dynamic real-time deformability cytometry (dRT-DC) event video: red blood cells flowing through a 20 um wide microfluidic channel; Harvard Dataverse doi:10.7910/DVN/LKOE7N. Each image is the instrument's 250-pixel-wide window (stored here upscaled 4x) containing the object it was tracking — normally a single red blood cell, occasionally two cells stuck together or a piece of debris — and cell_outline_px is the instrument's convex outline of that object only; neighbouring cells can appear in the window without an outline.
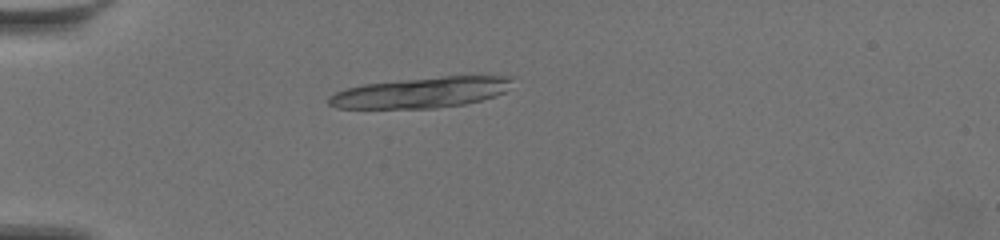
{"species": "common noctule bat (a hibernating species)", "species_latin": "Nyctalus noctula", "temperature_condition": "warm", "stored_images_in_passage": 6, "camera_frame_rate_fps": 3000, "um_per_image_px": 0.085, "animal": {"sex": "female", "body_mass_g": 19.5, "forearm_length_mm": 54.1}, "frame": {"image": 1, "passage_image": 1, "time_ms": 0.0, "image_size_px": [1000, 240], "cell_outline_px": [[512, 80], [504, 92], [480, 100], [464, 104], [436, 108], [336, 108], [328, 104], [328, 96], [344, 88], [364, 84], [444, 76], [512, 76]], "centroid_in_image_um": [35.74, 7.87], "position_along_channel_um": 49.3, "area_um2": 32.37}}